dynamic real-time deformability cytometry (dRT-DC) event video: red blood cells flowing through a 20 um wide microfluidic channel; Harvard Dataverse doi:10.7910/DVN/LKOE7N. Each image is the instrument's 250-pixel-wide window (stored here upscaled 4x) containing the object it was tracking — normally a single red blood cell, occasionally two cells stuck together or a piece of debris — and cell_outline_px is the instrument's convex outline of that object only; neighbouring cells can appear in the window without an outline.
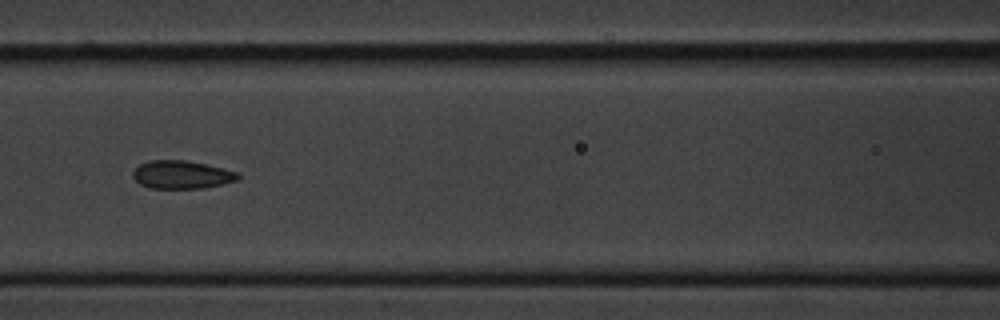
{"species": "common noctule bat (a hibernating species)", "species_latin": "Nyctalus noctula", "temperature_condition": "cold", "stored_images_in_passage": 9, "camera_frame_rate_fps": 3000, "um_per_image_px": 0.085, "animal": {"sex": "male", "body_mass_g": 20.1, "forearm_length_mm": 53.5}, "frame": {"image": 1, "passage_image": 7, "time_ms": 7.0, "image_size_px": [1000, 320], "cell_outline_px": [[240, 176], [236, 180], [204, 188], [148, 188], [140, 184], [132, 176], [132, 172], [140, 164], [148, 160], [184, 160], [204, 164], [236, 172]], "centroid_in_image_um": [15.37, 14.85], "position_along_channel_um": 151.2, "area_um2": 16.94}}
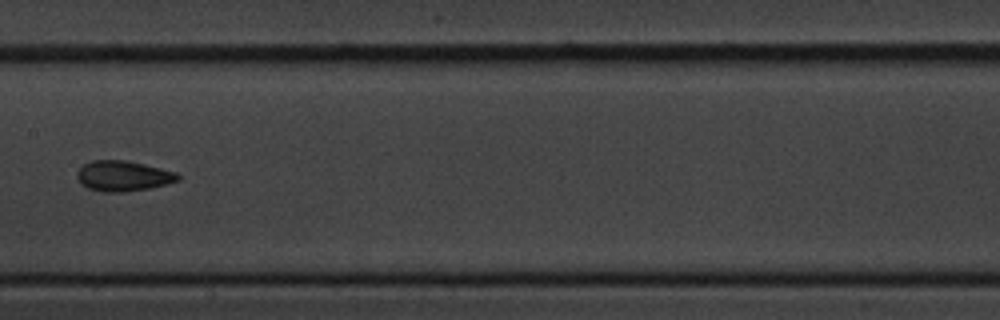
{"frame": {"image": 2, "passage_image": 8, "time_ms": 8.333, "image_size_px": [1000, 320], "cell_outline_px": [[180, 180], [168, 184], [148, 188], [124, 192], [104, 192], [88, 188], [76, 176], [76, 172], [84, 164], [92, 160], [124, 160], [144, 164], [176, 172], [180, 176]], "centroid_in_image_um": [10.49, 14.95], "position_along_channel_um": 196.9, "area_um2": 17.74}}
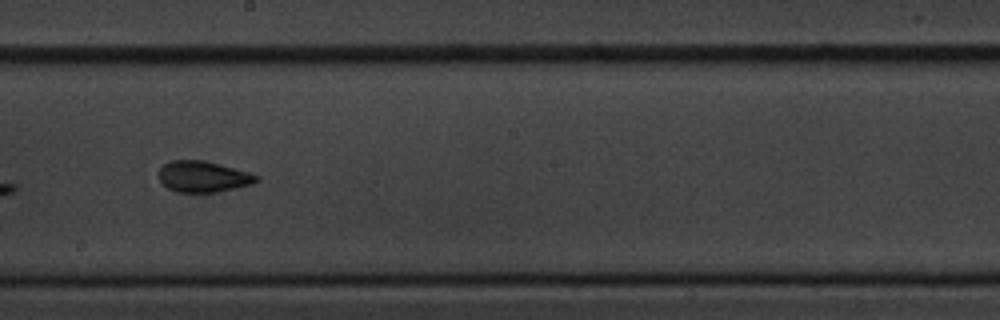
{"frame": {"image": 3, "passage_image": 9, "time_ms": 9.333, "image_size_px": [1000, 320], "cell_outline_px": [[260, 180], [236, 188], [216, 192], [180, 192], [168, 188], [160, 180], [160, 168], [164, 164], [172, 160], [200, 160], [248, 172], [260, 176]], "centroid_in_image_um": [17.26, 15.02], "position_along_channel_um": 230.9, "area_um2": 17.22}}